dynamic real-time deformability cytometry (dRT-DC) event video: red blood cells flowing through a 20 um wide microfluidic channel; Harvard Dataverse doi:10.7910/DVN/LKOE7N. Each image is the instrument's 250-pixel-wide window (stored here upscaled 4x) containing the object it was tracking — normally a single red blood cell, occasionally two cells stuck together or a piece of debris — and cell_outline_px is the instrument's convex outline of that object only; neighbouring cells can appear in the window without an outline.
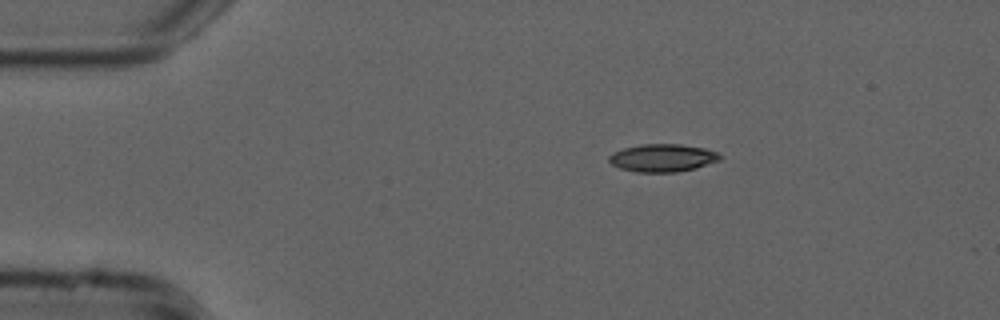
{"species": "common noctule bat (a hibernating species)", "species_latin": "Nyctalus noctula", "temperature_condition": "cold", "stored_images_in_passage": 45, "camera_frame_rate_fps": 3000, "um_per_image_px": 0.085, "animal": {"sex": "male", "forearm_length_mm": 52.5}, "frame": {"image": 1, "passage_image": 1, "time_ms": 0.0, "image_size_px": [1000, 320], "cell_outline_px": [[724, 156], [720, 160], [696, 168], [676, 172], [636, 172], [620, 168], [612, 164], [608, 160], [608, 156], [612, 152], [624, 148], [640, 144], [680, 144], [704, 148], [716, 152]], "centroid_in_image_um": [56.32, 13.42], "position_along_channel_um": 28.7, "area_um2": 18.03}}
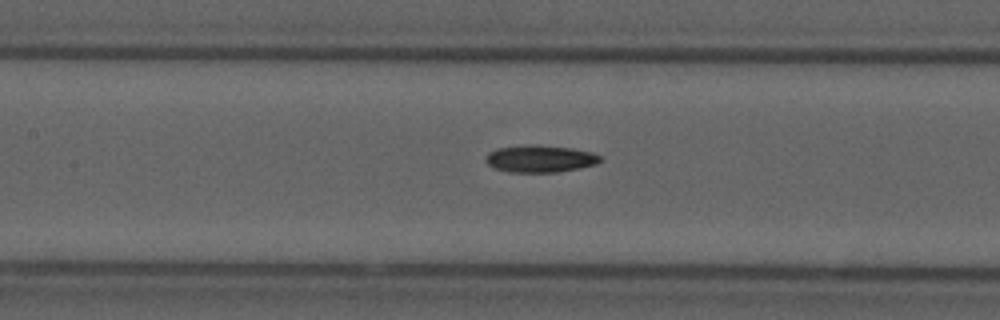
{"frame": {"image": 2, "passage_image": 16, "time_ms": 5.0, "image_size_px": [1000, 320], "cell_outline_px": [[604, 160], [596, 164], [580, 168], [556, 172], [508, 172], [496, 168], [488, 164], [484, 160], [488, 152], [496, 148], [524, 144], [536, 144], [572, 148], [592, 152], [600, 156]], "centroid_in_image_um": [45.9, 13.48], "position_along_channel_um": 161.5, "area_um2": 18.38}}
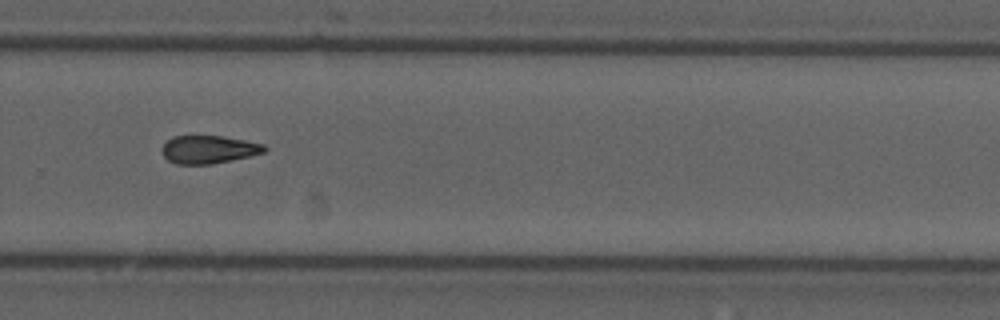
{"frame": {"image": 3, "passage_image": 28, "time_ms": 9.0, "image_size_px": [1000, 320], "cell_outline_px": [[268, 148], [264, 152], [248, 156], [212, 164], [176, 164], [168, 160], [164, 156], [164, 144], [172, 136], [224, 136], [264, 144]], "centroid_in_image_um": [17.76, 12.7], "position_along_channel_um": 312.0, "area_um2": 16.47}}